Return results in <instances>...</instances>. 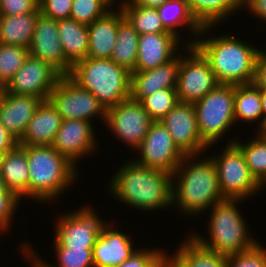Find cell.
Returning a JSON list of instances; mask_svg holds the SVG:
<instances>
[{"label":"cell","instance_id":"1","mask_svg":"<svg viewBox=\"0 0 266 267\" xmlns=\"http://www.w3.org/2000/svg\"><path fill=\"white\" fill-rule=\"evenodd\" d=\"M125 161L107 180V194L144 214L168 212L172 208V174L142 166L130 156Z\"/></svg>","mask_w":266,"mask_h":267},{"label":"cell","instance_id":"2","mask_svg":"<svg viewBox=\"0 0 266 267\" xmlns=\"http://www.w3.org/2000/svg\"><path fill=\"white\" fill-rule=\"evenodd\" d=\"M208 153L186 155L172 174V208L178 210L180 217L197 219L207 215L211 206L225 200L217 166Z\"/></svg>","mask_w":266,"mask_h":267},{"label":"cell","instance_id":"3","mask_svg":"<svg viewBox=\"0 0 266 267\" xmlns=\"http://www.w3.org/2000/svg\"><path fill=\"white\" fill-rule=\"evenodd\" d=\"M216 28L219 29L217 26H203L194 46L209 61L219 84H251L263 48L249 44L234 33L216 35Z\"/></svg>","mask_w":266,"mask_h":267},{"label":"cell","instance_id":"4","mask_svg":"<svg viewBox=\"0 0 266 267\" xmlns=\"http://www.w3.org/2000/svg\"><path fill=\"white\" fill-rule=\"evenodd\" d=\"M26 154L28 200L47 206L48 203H56L69 188L78 184L81 170L51 145H26Z\"/></svg>","mask_w":266,"mask_h":267},{"label":"cell","instance_id":"5","mask_svg":"<svg viewBox=\"0 0 266 267\" xmlns=\"http://www.w3.org/2000/svg\"><path fill=\"white\" fill-rule=\"evenodd\" d=\"M244 201L246 200L225 199L214 204L206 212L210 215L206 218L208 221L205 234L208 236L205 238L197 230H192L189 234L204 248L226 256L252 249L259 240L253 237L247 219L241 213L240 207Z\"/></svg>","mask_w":266,"mask_h":267},{"label":"cell","instance_id":"6","mask_svg":"<svg viewBox=\"0 0 266 267\" xmlns=\"http://www.w3.org/2000/svg\"><path fill=\"white\" fill-rule=\"evenodd\" d=\"M90 91L107 110L131 95V72L111 59H86L76 62L68 75Z\"/></svg>","mask_w":266,"mask_h":267},{"label":"cell","instance_id":"7","mask_svg":"<svg viewBox=\"0 0 266 267\" xmlns=\"http://www.w3.org/2000/svg\"><path fill=\"white\" fill-rule=\"evenodd\" d=\"M235 85L218 84L203 98L193 103L201 139L209 146H219L222 139L226 143H234L236 134L232 137L225 135L235 129L234 118ZM231 129V130H230ZM220 141V142H219Z\"/></svg>","mask_w":266,"mask_h":267},{"label":"cell","instance_id":"8","mask_svg":"<svg viewBox=\"0 0 266 267\" xmlns=\"http://www.w3.org/2000/svg\"><path fill=\"white\" fill-rule=\"evenodd\" d=\"M222 150L211 154L218 172L221 193L225 199H243L249 202L266 189L248 169L241 149L235 143L223 144ZM264 189V190H263Z\"/></svg>","mask_w":266,"mask_h":267},{"label":"cell","instance_id":"9","mask_svg":"<svg viewBox=\"0 0 266 267\" xmlns=\"http://www.w3.org/2000/svg\"><path fill=\"white\" fill-rule=\"evenodd\" d=\"M94 206L85 204L73 211H59L55 219L54 247L93 249L97 237L110 223L101 217Z\"/></svg>","mask_w":266,"mask_h":267},{"label":"cell","instance_id":"10","mask_svg":"<svg viewBox=\"0 0 266 267\" xmlns=\"http://www.w3.org/2000/svg\"><path fill=\"white\" fill-rule=\"evenodd\" d=\"M48 100L63 120L78 119L93 123L97 119L103 124L106 122L107 110L104 106L90 91L80 87L68 75L60 78Z\"/></svg>","mask_w":266,"mask_h":267},{"label":"cell","instance_id":"11","mask_svg":"<svg viewBox=\"0 0 266 267\" xmlns=\"http://www.w3.org/2000/svg\"><path fill=\"white\" fill-rule=\"evenodd\" d=\"M153 122L141 102L129 97L107 109L104 126L109 129L112 138L115 136L120 144H125L134 152L143 142Z\"/></svg>","mask_w":266,"mask_h":267},{"label":"cell","instance_id":"12","mask_svg":"<svg viewBox=\"0 0 266 267\" xmlns=\"http://www.w3.org/2000/svg\"><path fill=\"white\" fill-rule=\"evenodd\" d=\"M218 84L209 61L195 46H186L181 51L178 70L176 90L179 101L193 104Z\"/></svg>","mask_w":266,"mask_h":267},{"label":"cell","instance_id":"13","mask_svg":"<svg viewBox=\"0 0 266 267\" xmlns=\"http://www.w3.org/2000/svg\"><path fill=\"white\" fill-rule=\"evenodd\" d=\"M134 153L131 158L138 164L171 174L186 156L174 143L170 133L160 121L151 124L143 142Z\"/></svg>","mask_w":266,"mask_h":267},{"label":"cell","instance_id":"14","mask_svg":"<svg viewBox=\"0 0 266 267\" xmlns=\"http://www.w3.org/2000/svg\"><path fill=\"white\" fill-rule=\"evenodd\" d=\"M93 125L86 120H62L51 146L79 169V162L95 155V152L97 154L98 146H101L97 139V128Z\"/></svg>","mask_w":266,"mask_h":267},{"label":"cell","instance_id":"15","mask_svg":"<svg viewBox=\"0 0 266 267\" xmlns=\"http://www.w3.org/2000/svg\"><path fill=\"white\" fill-rule=\"evenodd\" d=\"M63 75L52 65L29 55L4 88L9 93L33 95L48 100Z\"/></svg>","mask_w":266,"mask_h":267},{"label":"cell","instance_id":"16","mask_svg":"<svg viewBox=\"0 0 266 267\" xmlns=\"http://www.w3.org/2000/svg\"><path fill=\"white\" fill-rule=\"evenodd\" d=\"M160 122L185 155L205 153L208 145L201 139L196 111L192 103L178 102Z\"/></svg>","mask_w":266,"mask_h":267},{"label":"cell","instance_id":"17","mask_svg":"<svg viewBox=\"0 0 266 267\" xmlns=\"http://www.w3.org/2000/svg\"><path fill=\"white\" fill-rule=\"evenodd\" d=\"M29 55L49 63L63 76L69 75L72 65L65 59L58 34V20L38 14Z\"/></svg>","mask_w":266,"mask_h":267},{"label":"cell","instance_id":"18","mask_svg":"<svg viewBox=\"0 0 266 267\" xmlns=\"http://www.w3.org/2000/svg\"><path fill=\"white\" fill-rule=\"evenodd\" d=\"M186 46L180 38L169 31L139 35L138 56L133 72H143L165 64Z\"/></svg>","mask_w":266,"mask_h":267},{"label":"cell","instance_id":"19","mask_svg":"<svg viewBox=\"0 0 266 267\" xmlns=\"http://www.w3.org/2000/svg\"><path fill=\"white\" fill-rule=\"evenodd\" d=\"M114 224L115 221H110L97 237L93 247L94 267H115L125 262L140 248L134 246L131 235L122 232L117 221L116 226Z\"/></svg>","mask_w":266,"mask_h":267},{"label":"cell","instance_id":"20","mask_svg":"<svg viewBox=\"0 0 266 267\" xmlns=\"http://www.w3.org/2000/svg\"><path fill=\"white\" fill-rule=\"evenodd\" d=\"M42 101L33 95L14 94L0 89V122L18 142Z\"/></svg>","mask_w":266,"mask_h":267},{"label":"cell","instance_id":"21","mask_svg":"<svg viewBox=\"0 0 266 267\" xmlns=\"http://www.w3.org/2000/svg\"><path fill=\"white\" fill-rule=\"evenodd\" d=\"M181 52L172 60L154 69L143 72H131V95L141 101L156 91L177 87Z\"/></svg>","mask_w":266,"mask_h":267},{"label":"cell","instance_id":"22","mask_svg":"<svg viewBox=\"0 0 266 267\" xmlns=\"http://www.w3.org/2000/svg\"><path fill=\"white\" fill-rule=\"evenodd\" d=\"M62 118L49 100H44L29 121L18 145H52Z\"/></svg>","mask_w":266,"mask_h":267},{"label":"cell","instance_id":"23","mask_svg":"<svg viewBox=\"0 0 266 267\" xmlns=\"http://www.w3.org/2000/svg\"><path fill=\"white\" fill-rule=\"evenodd\" d=\"M157 11L167 31L183 40L187 46H194L197 37L201 33L202 26L192 16L186 0H168L158 7ZM180 29L182 31L185 29V33L191 38L188 39L189 37H187V40L184 39Z\"/></svg>","mask_w":266,"mask_h":267},{"label":"cell","instance_id":"24","mask_svg":"<svg viewBox=\"0 0 266 267\" xmlns=\"http://www.w3.org/2000/svg\"><path fill=\"white\" fill-rule=\"evenodd\" d=\"M89 48L87 57L110 59L116 44L118 30V8H112L105 15L87 26Z\"/></svg>","mask_w":266,"mask_h":267},{"label":"cell","instance_id":"25","mask_svg":"<svg viewBox=\"0 0 266 267\" xmlns=\"http://www.w3.org/2000/svg\"><path fill=\"white\" fill-rule=\"evenodd\" d=\"M29 242H21L18 249L21 252V258L24 257L30 267H94L93 249L53 247L56 259L54 264L43 259Z\"/></svg>","mask_w":266,"mask_h":267},{"label":"cell","instance_id":"26","mask_svg":"<svg viewBox=\"0 0 266 267\" xmlns=\"http://www.w3.org/2000/svg\"><path fill=\"white\" fill-rule=\"evenodd\" d=\"M189 11L203 26H221L243 8V0H186ZM226 20V21H225Z\"/></svg>","mask_w":266,"mask_h":267},{"label":"cell","instance_id":"27","mask_svg":"<svg viewBox=\"0 0 266 267\" xmlns=\"http://www.w3.org/2000/svg\"><path fill=\"white\" fill-rule=\"evenodd\" d=\"M0 174L7 188L22 200L26 198V201L29 181L26 145H17L13 150L6 152Z\"/></svg>","mask_w":266,"mask_h":267},{"label":"cell","instance_id":"28","mask_svg":"<svg viewBox=\"0 0 266 267\" xmlns=\"http://www.w3.org/2000/svg\"><path fill=\"white\" fill-rule=\"evenodd\" d=\"M234 118L237 122L245 124L254 123V132L263 127V111L261 107L260 89L251 84L235 85Z\"/></svg>","mask_w":266,"mask_h":267},{"label":"cell","instance_id":"29","mask_svg":"<svg viewBox=\"0 0 266 267\" xmlns=\"http://www.w3.org/2000/svg\"><path fill=\"white\" fill-rule=\"evenodd\" d=\"M58 34L65 59L72 66L87 58L89 48L87 25L71 18L61 19L58 20Z\"/></svg>","mask_w":266,"mask_h":267},{"label":"cell","instance_id":"30","mask_svg":"<svg viewBox=\"0 0 266 267\" xmlns=\"http://www.w3.org/2000/svg\"><path fill=\"white\" fill-rule=\"evenodd\" d=\"M39 13L0 15V43L29 48Z\"/></svg>","mask_w":266,"mask_h":267},{"label":"cell","instance_id":"31","mask_svg":"<svg viewBox=\"0 0 266 267\" xmlns=\"http://www.w3.org/2000/svg\"><path fill=\"white\" fill-rule=\"evenodd\" d=\"M139 34L124 17L121 8H118V30L116 44L111 56V60L130 72L135 70L138 56Z\"/></svg>","mask_w":266,"mask_h":267},{"label":"cell","instance_id":"32","mask_svg":"<svg viewBox=\"0 0 266 267\" xmlns=\"http://www.w3.org/2000/svg\"><path fill=\"white\" fill-rule=\"evenodd\" d=\"M255 134L241 140L238 133L234 143L241 149L251 174L266 189V137Z\"/></svg>","mask_w":266,"mask_h":267},{"label":"cell","instance_id":"33","mask_svg":"<svg viewBox=\"0 0 266 267\" xmlns=\"http://www.w3.org/2000/svg\"><path fill=\"white\" fill-rule=\"evenodd\" d=\"M176 250L191 264L192 267H226L227 256L204 248L189 233ZM183 240V241H182Z\"/></svg>","mask_w":266,"mask_h":267},{"label":"cell","instance_id":"34","mask_svg":"<svg viewBox=\"0 0 266 267\" xmlns=\"http://www.w3.org/2000/svg\"><path fill=\"white\" fill-rule=\"evenodd\" d=\"M121 10L123 11L124 17L139 35L168 32L161 22L157 8H147L138 5H122Z\"/></svg>","mask_w":266,"mask_h":267},{"label":"cell","instance_id":"35","mask_svg":"<svg viewBox=\"0 0 266 267\" xmlns=\"http://www.w3.org/2000/svg\"><path fill=\"white\" fill-rule=\"evenodd\" d=\"M29 56V48L0 43V89L5 88Z\"/></svg>","mask_w":266,"mask_h":267},{"label":"cell","instance_id":"36","mask_svg":"<svg viewBox=\"0 0 266 267\" xmlns=\"http://www.w3.org/2000/svg\"><path fill=\"white\" fill-rule=\"evenodd\" d=\"M141 104L154 122L160 121L179 102L176 88L162 89L146 96Z\"/></svg>","mask_w":266,"mask_h":267},{"label":"cell","instance_id":"37","mask_svg":"<svg viewBox=\"0 0 266 267\" xmlns=\"http://www.w3.org/2000/svg\"><path fill=\"white\" fill-rule=\"evenodd\" d=\"M111 9L103 0H72L70 18L88 26Z\"/></svg>","mask_w":266,"mask_h":267},{"label":"cell","instance_id":"38","mask_svg":"<svg viewBox=\"0 0 266 267\" xmlns=\"http://www.w3.org/2000/svg\"><path fill=\"white\" fill-rule=\"evenodd\" d=\"M265 247L258 242L248 251L227 256L226 267H266Z\"/></svg>","mask_w":266,"mask_h":267},{"label":"cell","instance_id":"39","mask_svg":"<svg viewBox=\"0 0 266 267\" xmlns=\"http://www.w3.org/2000/svg\"><path fill=\"white\" fill-rule=\"evenodd\" d=\"M21 202L23 200L11 190L0 194V232L4 236L9 234L8 232L13 226L14 218H16L15 214L19 212Z\"/></svg>","mask_w":266,"mask_h":267},{"label":"cell","instance_id":"40","mask_svg":"<svg viewBox=\"0 0 266 267\" xmlns=\"http://www.w3.org/2000/svg\"><path fill=\"white\" fill-rule=\"evenodd\" d=\"M162 248L140 247L130 258L115 267H157L160 262Z\"/></svg>","mask_w":266,"mask_h":267},{"label":"cell","instance_id":"41","mask_svg":"<svg viewBox=\"0 0 266 267\" xmlns=\"http://www.w3.org/2000/svg\"><path fill=\"white\" fill-rule=\"evenodd\" d=\"M72 0H39L40 12L55 20L70 18Z\"/></svg>","mask_w":266,"mask_h":267},{"label":"cell","instance_id":"42","mask_svg":"<svg viewBox=\"0 0 266 267\" xmlns=\"http://www.w3.org/2000/svg\"><path fill=\"white\" fill-rule=\"evenodd\" d=\"M38 9V0H0V15L28 14Z\"/></svg>","mask_w":266,"mask_h":267},{"label":"cell","instance_id":"43","mask_svg":"<svg viewBox=\"0 0 266 267\" xmlns=\"http://www.w3.org/2000/svg\"><path fill=\"white\" fill-rule=\"evenodd\" d=\"M242 11L248 12L254 18L256 17L260 26L266 25V0H243Z\"/></svg>","mask_w":266,"mask_h":267},{"label":"cell","instance_id":"44","mask_svg":"<svg viewBox=\"0 0 266 267\" xmlns=\"http://www.w3.org/2000/svg\"><path fill=\"white\" fill-rule=\"evenodd\" d=\"M174 251L170 252L169 250L167 253V250L162 249L159 262L160 267H192L176 249Z\"/></svg>","mask_w":266,"mask_h":267},{"label":"cell","instance_id":"45","mask_svg":"<svg viewBox=\"0 0 266 267\" xmlns=\"http://www.w3.org/2000/svg\"><path fill=\"white\" fill-rule=\"evenodd\" d=\"M252 83L260 90H266V49H263L257 58Z\"/></svg>","mask_w":266,"mask_h":267},{"label":"cell","instance_id":"46","mask_svg":"<svg viewBox=\"0 0 266 267\" xmlns=\"http://www.w3.org/2000/svg\"><path fill=\"white\" fill-rule=\"evenodd\" d=\"M18 145V141L6 130L0 122V150L8 152Z\"/></svg>","mask_w":266,"mask_h":267},{"label":"cell","instance_id":"47","mask_svg":"<svg viewBox=\"0 0 266 267\" xmlns=\"http://www.w3.org/2000/svg\"><path fill=\"white\" fill-rule=\"evenodd\" d=\"M168 0H126L123 5H138L147 8H158Z\"/></svg>","mask_w":266,"mask_h":267},{"label":"cell","instance_id":"48","mask_svg":"<svg viewBox=\"0 0 266 267\" xmlns=\"http://www.w3.org/2000/svg\"><path fill=\"white\" fill-rule=\"evenodd\" d=\"M261 107L263 111V125L266 119V90H260Z\"/></svg>","mask_w":266,"mask_h":267},{"label":"cell","instance_id":"49","mask_svg":"<svg viewBox=\"0 0 266 267\" xmlns=\"http://www.w3.org/2000/svg\"><path fill=\"white\" fill-rule=\"evenodd\" d=\"M103 1L106 2L111 8H121V6L126 2V0H103Z\"/></svg>","mask_w":266,"mask_h":267},{"label":"cell","instance_id":"50","mask_svg":"<svg viewBox=\"0 0 266 267\" xmlns=\"http://www.w3.org/2000/svg\"><path fill=\"white\" fill-rule=\"evenodd\" d=\"M8 191L9 189L7 188L5 181L3 180L0 174V194L7 193Z\"/></svg>","mask_w":266,"mask_h":267},{"label":"cell","instance_id":"51","mask_svg":"<svg viewBox=\"0 0 266 267\" xmlns=\"http://www.w3.org/2000/svg\"><path fill=\"white\" fill-rule=\"evenodd\" d=\"M258 133H259L261 136L266 137V119H265V122H264L263 127L259 130Z\"/></svg>","mask_w":266,"mask_h":267},{"label":"cell","instance_id":"52","mask_svg":"<svg viewBox=\"0 0 266 267\" xmlns=\"http://www.w3.org/2000/svg\"><path fill=\"white\" fill-rule=\"evenodd\" d=\"M5 154H6L5 151L0 150V170H1L4 158H5Z\"/></svg>","mask_w":266,"mask_h":267}]
</instances>
